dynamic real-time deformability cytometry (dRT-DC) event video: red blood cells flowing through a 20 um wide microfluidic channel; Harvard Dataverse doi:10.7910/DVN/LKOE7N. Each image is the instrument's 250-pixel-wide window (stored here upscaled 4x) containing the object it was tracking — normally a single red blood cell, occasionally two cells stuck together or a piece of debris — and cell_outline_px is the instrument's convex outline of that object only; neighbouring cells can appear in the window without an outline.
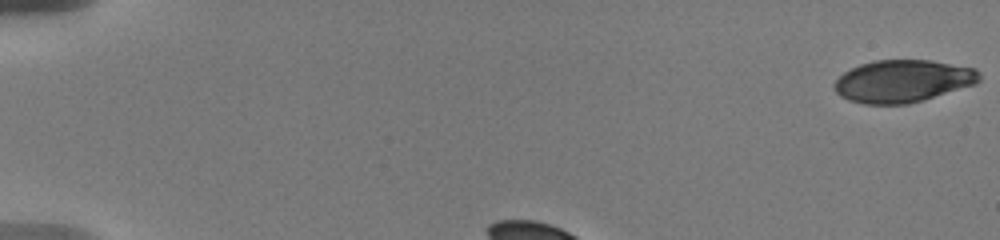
{"species": "human", "species_latin": "Homo sapiens", "temperature_condition": "warm", "stored_images_in_passage": 13, "camera_frame_rate_fps": 3000, "um_per_image_px": 0.085, "donor": {"sex": "male"}, "frame": {"image": 1, "passage_image": 1, "time_ms": 0.0, "image_size_px": [1000, 240], "cell_outline_px": [[980, 80], [976, 84], [924, 100], [908, 104], [864, 104], [848, 100], [840, 96], [832, 88], [832, 84], [844, 72], [860, 64], [876, 60], [932, 60], [976, 68], [980, 72]], "centroid_in_image_um": [76.74, 6.9], "position_along_channel_um": 8.3, "area_um2": 36.13}}
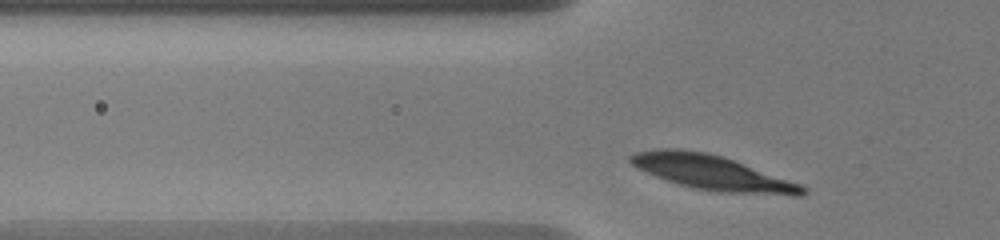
{"frame": {"image": 2, "passage_image": 8, "time_ms": 2.333, "image_size_px": [1000, 240], "cell_outline_px": [[808, 192], [804, 196], [792, 196], [720, 192], [696, 188], [680, 184], [656, 176], [632, 164], [628, 160], [628, 156], [636, 152], [656, 148], [680, 148], [708, 152], [724, 156], [736, 160], [800, 184], [808, 188]], "centroid_in_image_um": [60.61, 14.67], "position_along_channel_um": 65.2, "area_um2": 34.97}}
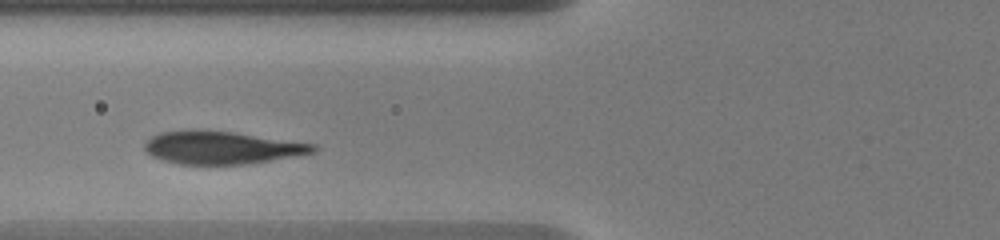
{"frame": {"image": 3, "passage_image": 12, "time_ms": 3.667, "image_size_px": [1000, 240], "cell_outline_px": [[320, 148], [316, 152], [244, 164], [180, 164], [164, 160], [152, 156], [144, 148], [144, 144], [152, 136], [160, 132], [184, 128], [192, 128], [232, 132], [316, 144]], "centroid_in_image_um": [18.81, 12.52], "position_along_channel_um": 107.0, "area_um2": 32.25}}